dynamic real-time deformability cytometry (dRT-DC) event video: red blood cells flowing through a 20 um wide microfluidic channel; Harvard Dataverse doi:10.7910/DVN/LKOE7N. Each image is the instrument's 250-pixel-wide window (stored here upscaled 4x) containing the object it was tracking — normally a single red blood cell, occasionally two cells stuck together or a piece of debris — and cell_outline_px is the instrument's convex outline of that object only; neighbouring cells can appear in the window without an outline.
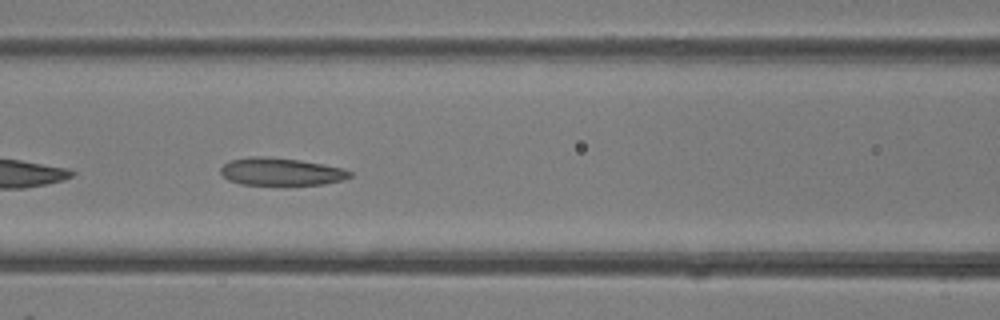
{"species": "common noctule bat (a hibernating species)", "species_latin": "Nyctalus noctula", "temperature_condition": "room temperature", "stored_images_in_passage": 25, "camera_frame_rate_fps": 3000, "um_per_image_px": 0.085, "animal": {"sex": "female"}, "frame": {"image": 1, "passage_image": 18, "time_ms": 5.667, "image_size_px": [1000, 320], "cell_outline_px": [[352, 176], [344, 180], [324, 184], [240, 184], [228, 180], [220, 172], [220, 168], [228, 160], [252, 156], [264, 156], [300, 160], [344, 168], [352, 172]], "centroid_in_image_um": [23.88, 14.58], "position_along_channel_um": 142.7, "area_um2": 20.75}}